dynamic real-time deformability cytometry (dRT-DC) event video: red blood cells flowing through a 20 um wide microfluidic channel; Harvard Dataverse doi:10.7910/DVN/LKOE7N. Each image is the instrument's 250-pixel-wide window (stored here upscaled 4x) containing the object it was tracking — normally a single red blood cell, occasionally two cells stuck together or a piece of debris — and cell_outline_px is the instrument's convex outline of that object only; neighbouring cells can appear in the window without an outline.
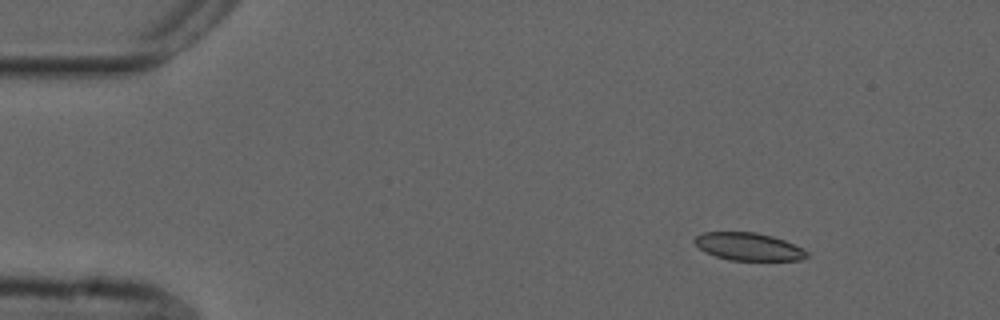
{"species": "common noctule bat (a hibernating species)", "species_latin": "Nyctalus noctula", "temperature_condition": "cold", "stored_images_in_passage": 4, "camera_frame_rate_fps": 3000, "um_per_image_px": 0.085, "animal": {"sex": "male", "forearm_length_mm": 52.5}, "frame": {"image": 1, "passage_image": 1, "time_ms": 0.0, "image_size_px": [1000, 320], "cell_outline_px": [[808, 256], [800, 260], [728, 260], [704, 252], [692, 240], [696, 236], [704, 232], [756, 232], [772, 236], [784, 240], [808, 252]], "centroid_in_image_um": [63.59, 20.96], "position_along_channel_um": 21.4, "area_um2": 17.98}}
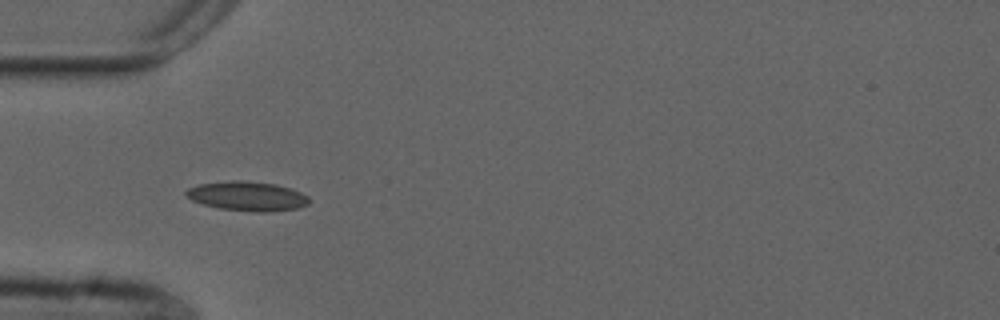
{"frame": {"image": 2, "passage_image": 4, "time_ms": 1.0, "image_size_px": [1000, 320], "cell_outline_px": [[308, 204], [296, 208], [268, 212], [260, 212], [220, 208], [204, 204], [192, 200], [184, 192], [188, 188], [200, 184], [232, 180], [240, 180], [276, 184], [292, 188], [308, 196]], "centroid_in_image_um": [21.03, 16.66], "position_along_channel_um": 64.0, "area_um2": 20.81}}